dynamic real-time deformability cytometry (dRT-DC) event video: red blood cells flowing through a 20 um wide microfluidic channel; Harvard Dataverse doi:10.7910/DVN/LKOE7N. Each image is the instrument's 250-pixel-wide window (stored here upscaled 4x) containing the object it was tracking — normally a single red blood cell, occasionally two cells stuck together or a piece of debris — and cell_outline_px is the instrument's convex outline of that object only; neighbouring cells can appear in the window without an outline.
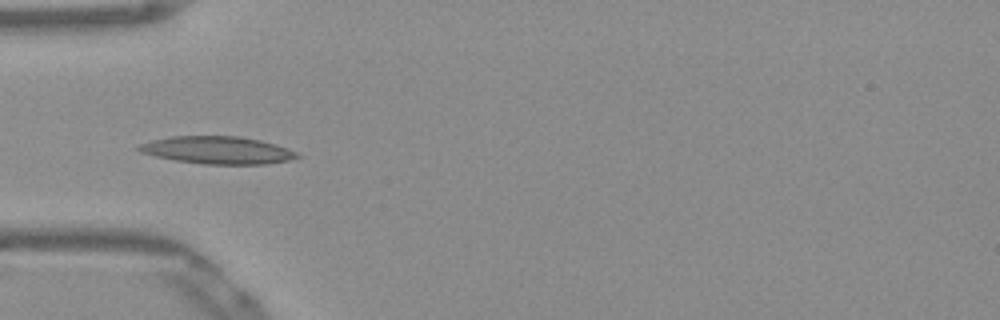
{"species": "Egyptian fruit bat (a non-hibernating species)", "species_latin": "Rousettus aegyptiacus", "temperature_condition": "warm", "stored_images_in_passage": 39, "camera_frame_rate_fps": 3000, "um_per_image_px": 0.085, "frame": {"image": 1, "passage_image": 3, "time_ms": 0.667, "image_size_px": [1000, 320], "cell_outline_px": [[304, 156], [288, 160], [264, 164], [204, 164], [176, 160], [156, 156], [140, 152], [136, 148], [140, 144], [152, 140], [172, 136], [240, 136], [260, 140], [276, 144], [296, 152]], "centroid_in_image_um": [18.5, 12.76], "position_along_channel_um": 66.5, "area_um2": 25.26}}
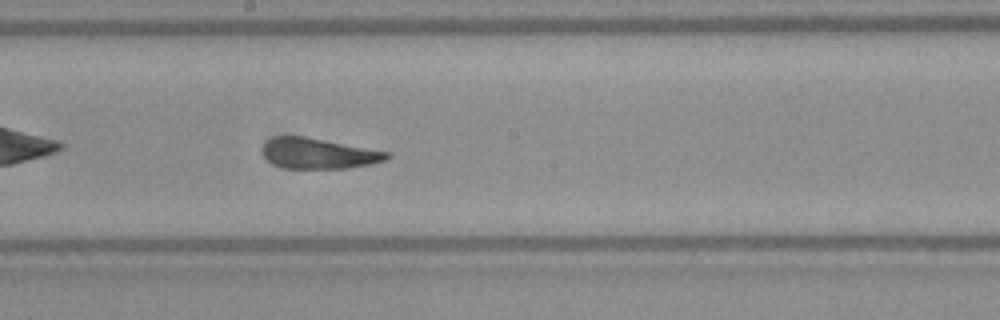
{"frame": {"image": 2, "passage_image": 15, "time_ms": 4.667, "image_size_px": [1000, 320], "cell_outline_px": [[392, 156], [384, 160], [372, 164], [348, 168], [284, 168], [272, 164], [264, 156], [264, 144], [268, 140], [276, 136], [304, 136], [392, 152]], "centroid_in_image_um": [27.13, 13.04], "position_along_channel_um": 221.1, "area_um2": 22.14}}
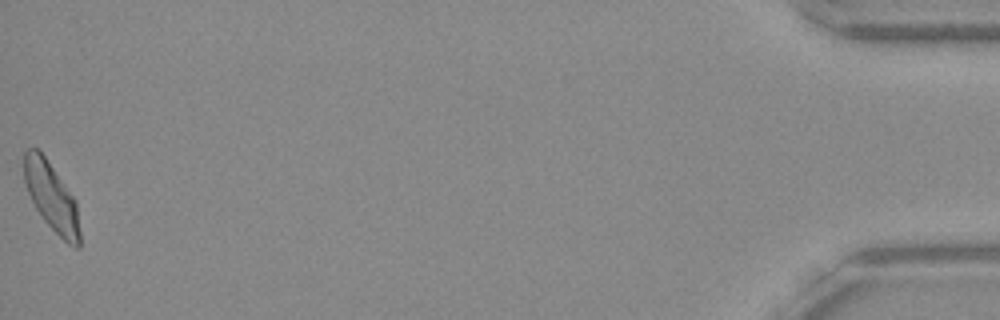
{"frame": {"image": 3, "passage_image": 39, "time_ms": 12.667, "image_size_px": [1000, 320], "cell_outline_px": [[80, 248], [76, 248], [68, 244], [44, 220], [36, 208], [24, 184], [24, 152], [28, 148], [36, 148], [44, 156], [76, 200], [80, 232]], "centroid_in_image_um": [4.38, 16.75], "position_along_channel_um": 430.8, "area_um2": 21.91}, "authors_computed_cell_mechanics": {"area_um2": 22.3686, "velocity_mm_per_s": 3.8569, "shape_relaxation_time_tau1_ms": 3.8697, "shape_relaxation_time_tau2_ms": 1.3762, "deformation_change_tau1": 0.1737, "deformation_change_tau2": 0.0936}}